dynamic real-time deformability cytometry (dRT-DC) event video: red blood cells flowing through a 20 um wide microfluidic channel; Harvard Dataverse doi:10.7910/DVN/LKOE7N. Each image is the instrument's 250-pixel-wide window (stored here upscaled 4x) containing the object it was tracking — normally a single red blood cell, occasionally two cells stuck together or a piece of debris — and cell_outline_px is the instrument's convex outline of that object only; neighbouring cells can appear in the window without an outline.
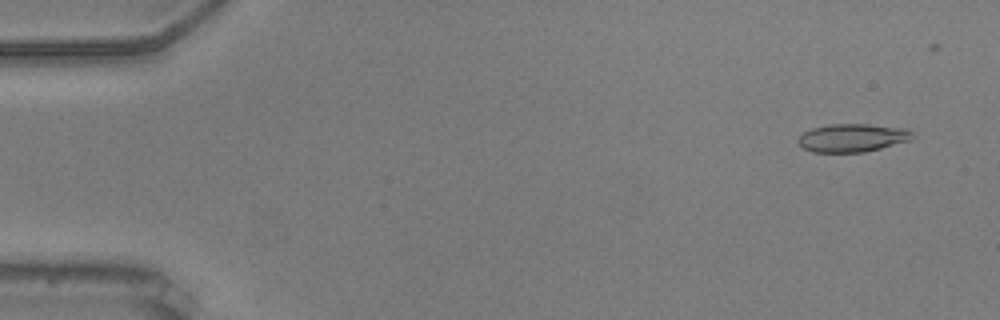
{"species": "common noctule bat (a hibernating species)", "species_latin": "Nyctalus noctula", "temperature_condition": "warm", "stored_images_in_passage": 50, "camera_frame_rate_fps": 3000, "um_per_image_px": 0.085, "animal": {"sex": "male", "body_mass_g": 20.5, "forearm_length_mm": 52.5}, "frame": {"image": 1, "passage_image": 4, "time_ms": 1.0, "image_size_px": [1000, 320], "cell_outline_px": [[916, 136], [912, 140], [864, 152], [812, 152], [804, 148], [796, 140], [804, 132], [812, 128], [828, 124], [864, 124], [908, 128]], "centroid_in_image_um": [72.49, 11.71], "position_along_channel_um": 12.5, "area_um2": 18.84}}
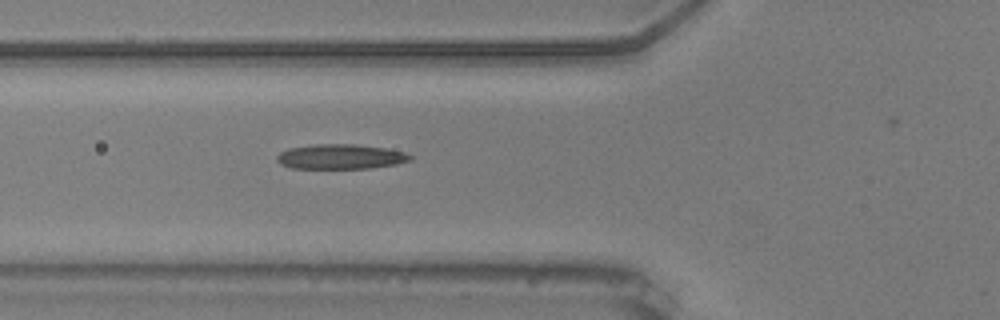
{"frame": {"image": 2, "passage_image": 21, "time_ms": 6.667, "image_size_px": [1000, 320], "cell_outline_px": [[412, 160], [396, 164], [368, 168], [292, 168], [280, 164], [276, 160], [276, 156], [280, 152], [288, 148], [316, 144], [356, 144], [384, 148], [404, 152], [412, 156]], "centroid_in_image_um": [28.92, 13.31], "position_along_channel_um": 96.9, "area_um2": 19.25}}
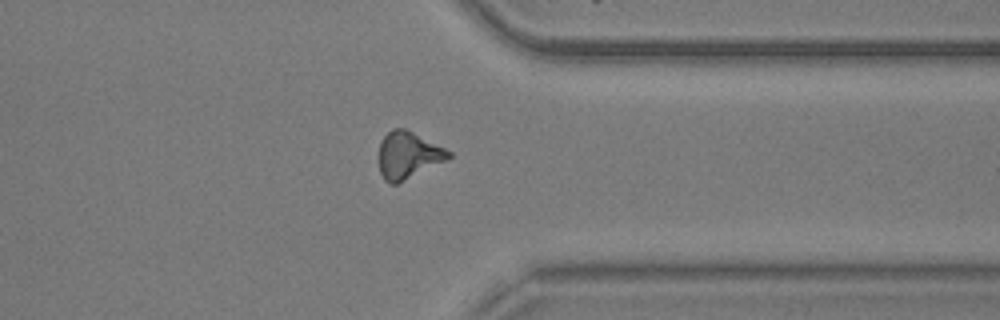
{"frame": {"image": 3, "passage_image": 44, "time_ms": 14.333, "image_size_px": [1000, 320], "cell_outline_px": [[452, 156], [448, 160], [396, 184], [392, 184], [384, 180], [380, 172], [376, 156], [380, 140], [392, 128], [404, 128], [452, 152]], "centroid_in_image_um": [34.64, 13.2], "position_along_channel_um": 376.8, "area_um2": 19.31}, "authors_computed_cell_mechanics": {"area_um2": 18.6983, "velocity_mm_per_s": 3.6957, "shape_relaxation_time_tau1_ms": 9.5376, "shape_relaxation_time_tau2_ms": 3.168, "deformation_change_tau1": 0.2315, "deformation_change_tau2": 0.1142}}